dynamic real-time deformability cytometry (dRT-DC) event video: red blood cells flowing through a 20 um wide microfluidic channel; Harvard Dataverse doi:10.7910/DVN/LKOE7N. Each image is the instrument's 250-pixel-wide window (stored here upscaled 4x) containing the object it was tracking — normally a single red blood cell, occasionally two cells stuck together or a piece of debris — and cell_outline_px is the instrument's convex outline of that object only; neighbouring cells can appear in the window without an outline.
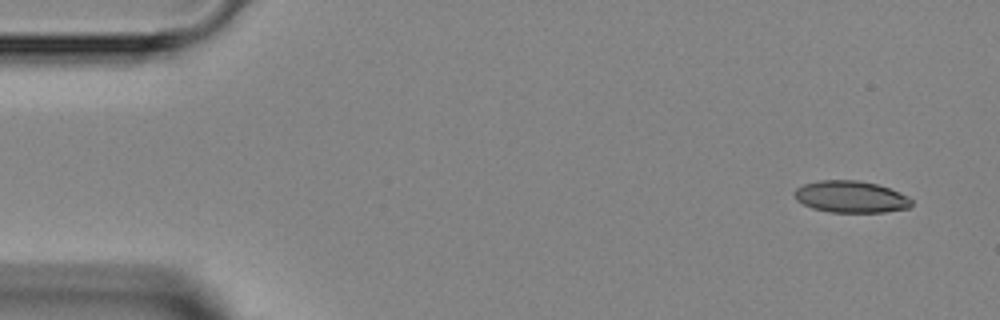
{"species": "Egyptian fruit bat (a non-hibernating species)", "species_latin": "Rousettus aegyptiacus", "temperature_condition": "room temperature", "stored_images_in_passage": 5, "segment_of_instrument_passage": [1, 2], "camera_frame_rate_fps": 3000, "um_per_image_px": 0.085, "animal": {"sex": "female"}, "frame": {"image": 1, "passage_image": 1, "time_ms": 0.0, "image_size_px": [1000, 320], "cell_outline_px": [[912, 204], [908, 208], [884, 212], [828, 212], [812, 208], [796, 200], [792, 192], [796, 188], [804, 184], [820, 180], [856, 180], [876, 184], [888, 188], [908, 196], [912, 200]], "centroid_in_image_um": [72.29, 16.73], "position_along_channel_um": 12.7, "area_um2": 21.68}}
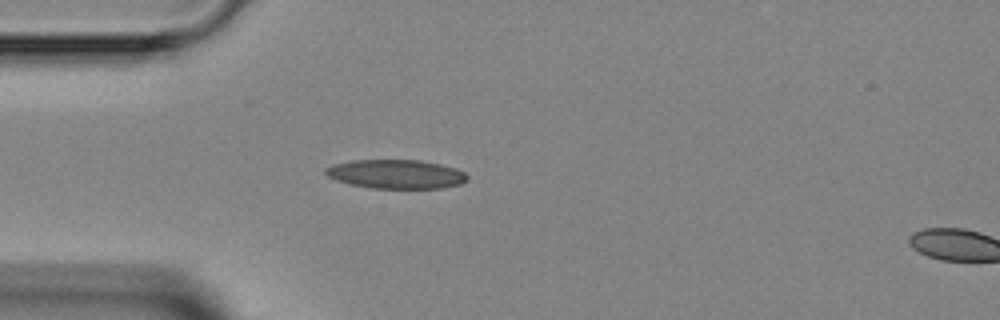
{"frame": {"image": 2, "passage_image": 4, "time_ms": 3.333, "image_size_px": [1000, 320], "cell_outline_px": [[468, 180], [460, 184], [440, 188], [372, 188], [352, 184], [336, 180], [328, 176], [324, 172], [324, 168], [332, 164], [352, 160], [420, 160], [440, 164], [456, 168], [464, 172], [468, 176]], "centroid_in_image_um": [33.66, 14.79], "position_along_channel_um": 51.3, "area_um2": 23.93}}